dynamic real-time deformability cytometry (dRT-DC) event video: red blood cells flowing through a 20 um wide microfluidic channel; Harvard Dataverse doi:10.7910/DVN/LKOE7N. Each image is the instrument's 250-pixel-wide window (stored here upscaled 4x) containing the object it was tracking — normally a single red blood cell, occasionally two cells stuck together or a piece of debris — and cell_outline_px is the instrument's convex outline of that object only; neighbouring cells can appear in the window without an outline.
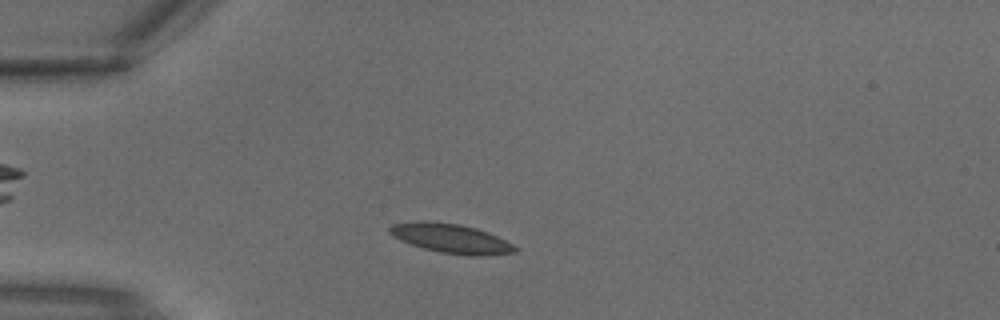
{"species": "common noctule bat (a hibernating species)", "species_latin": "Nyctalus noctula", "temperature_condition": "warm", "stored_images_in_passage": 3, "camera_frame_rate_fps": 3000, "um_per_image_px": 0.085, "animal": {"sex": "male", "body_mass_g": 18.8}, "frame": {"image": 1, "passage_image": 3, "time_ms": 0.667, "image_size_px": [1000, 320], "cell_outline_px": [[520, 248], [516, 252], [484, 256], [468, 256], [440, 252], [424, 248], [400, 240], [392, 236], [388, 232], [388, 228], [392, 224], [420, 220], [460, 224], [476, 228], [488, 232]], "centroid_in_image_um": [38.33, 20.27], "position_along_channel_um": 46.7, "area_um2": 21.5}}